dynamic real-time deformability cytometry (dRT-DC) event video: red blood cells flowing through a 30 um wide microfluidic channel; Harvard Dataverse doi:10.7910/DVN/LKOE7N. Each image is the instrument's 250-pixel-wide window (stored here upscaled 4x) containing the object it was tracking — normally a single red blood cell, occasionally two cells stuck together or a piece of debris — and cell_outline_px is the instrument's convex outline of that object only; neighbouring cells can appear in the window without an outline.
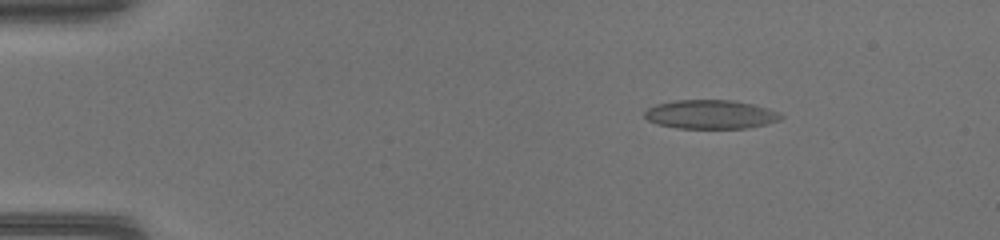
{"species": "common noctule bat (a hibernating species)", "species_latin": "Nyctalus noctula", "temperature_condition": "warm", "stored_images_in_passage": 46, "camera_frame_rate_fps": 3000, "um_per_image_px": 0.085, "animal": {"sex": "female", "body_mass_g": 17.0, "forearm_length_mm": 48.0}, "frame": {"image": 1, "passage_image": 7, "time_ms": 2.0, "image_size_px": [1000, 240], "cell_outline_px": [[784, 116], [780, 120], [768, 124], [748, 128], [676, 128], [656, 124], [648, 120], [644, 116], [644, 112], [648, 108], [656, 104], [672, 100], [732, 100], [752, 104], [768, 108], [780, 112]], "centroid_in_image_um": [60.41, 9.72], "position_along_channel_um": 24.6, "area_um2": 23.18}}
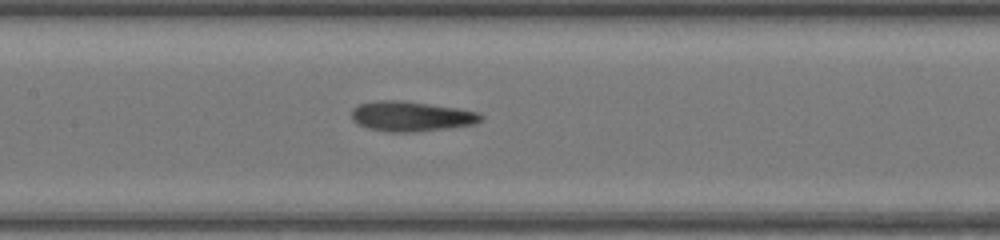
{"frame": {"image": 2, "passage_image": 23, "time_ms": 7.333, "image_size_px": [1000, 240], "cell_outline_px": [[484, 116], [480, 120], [472, 124], [448, 128], [412, 132], [388, 132], [368, 128], [356, 124], [352, 120], [352, 108], [360, 104], [380, 100], [404, 100], [456, 108], [480, 112]], "centroid_in_image_um": [34.92, 9.88], "position_along_channel_um": 172.5, "area_um2": 22.6}}
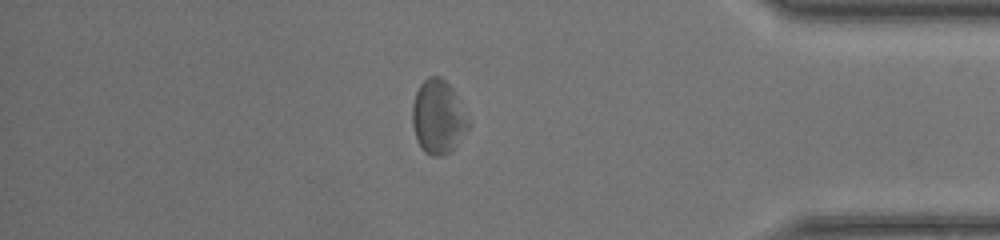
{"frame": {"image": 3, "passage_image": 40, "time_ms": 13.0, "image_size_px": [1000, 240], "cell_outline_px": [[472, 124], [452, 148], [448, 152], [440, 156], [432, 156], [424, 152], [416, 140], [412, 124], [412, 104], [416, 92], [420, 84], [428, 76], [440, 76], [452, 88]], "centroid_in_image_um": [37.22, 9.93], "position_along_channel_um": 398.0, "area_um2": 24.04}}